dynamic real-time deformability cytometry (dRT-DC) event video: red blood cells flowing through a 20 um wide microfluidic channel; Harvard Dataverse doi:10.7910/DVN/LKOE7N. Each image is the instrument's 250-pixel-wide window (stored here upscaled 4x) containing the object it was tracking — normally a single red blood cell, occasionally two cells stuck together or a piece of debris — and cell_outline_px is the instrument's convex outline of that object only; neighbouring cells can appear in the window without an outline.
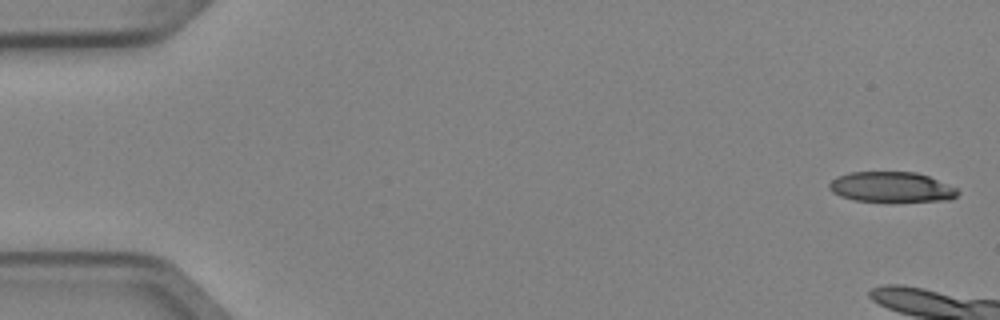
{"species": "Egyptian fruit bat (a non-hibernating species)", "species_latin": "Rousettus aegyptiacus", "temperature_condition": "cold", "stored_images_in_passage": 3, "camera_frame_rate_fps": 3000, "um_per_image_px": 0.085, "animal": {"sex": "female"}, "frame": {"image": 1, "passage_image": 1, "time_ms": 0.0, "image_size_px": [1000, 320], "cell_outline_px": [[960, 192], [952, 200], [892, 204], [852, 200], [840, 196], [832, 192], [828, 188], [828, 184], [836, 176], [848, 172], [916, 172], [928, 176], [956, 188]], "centroid_in_image_um": [75.76, 15.95], "position_along_channel_um": 9.2, "area_um2": 23.76}}